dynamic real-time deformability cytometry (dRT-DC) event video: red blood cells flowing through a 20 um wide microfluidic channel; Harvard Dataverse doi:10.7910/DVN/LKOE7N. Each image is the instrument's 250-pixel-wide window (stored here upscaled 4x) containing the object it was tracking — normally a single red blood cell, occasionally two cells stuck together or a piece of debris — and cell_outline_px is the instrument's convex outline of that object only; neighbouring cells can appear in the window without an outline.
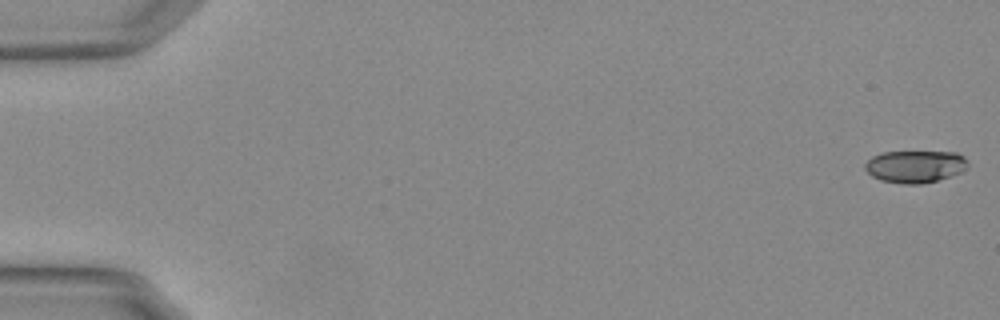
{"species": "Egyptian fruit bat (a non-hibernating species)", "species_latin": "Rousettus aegyptiacus", "temperature_condition": "warm", "stored_images_in_passage": 19, "camera_frame_rate_fps": 3000, "um_per_image_px": 0.085, "animal": {"sex": "female"}, "frame": {"image": 1, "passage_image": 1, "time_ms": 0.0, "image_size_px": [1000, 320], "cell_outline_px": [[968, 164], [964, 172], [924, 184], [904, 184], [880, 180], [872, 176], [864, 168], [864, 164], [872, 156], [884, 152], [956, 152], [964, 156], [968, 160]], "centroid_in_image_um": [77.81, 14.15], "position_along_channel_um": 7.2, "area_um2": 19.54}}
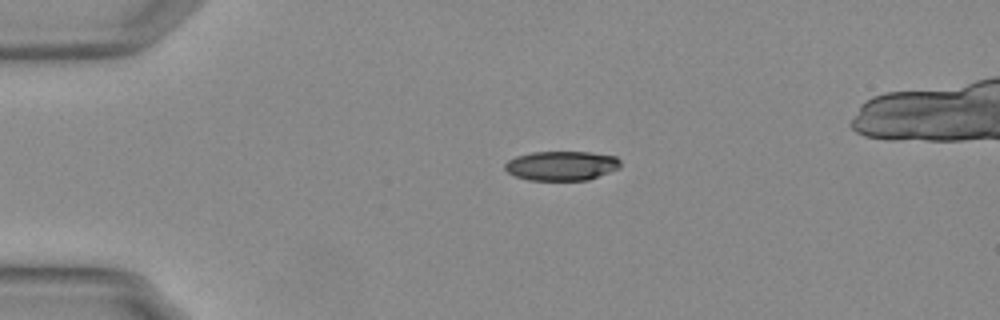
{"frame": {"image": 2, "passage_image": 13, "time_ms": 4.0, "image_size_px": [1000, 320], "cell_outline_px": [[620, 168], [588, 180], [528, 180], [516, 176], [508, 172], [504, 168], [504, 164], [508, 160], [516, 156], [532, 152], [588, 152], [616, 156], [620, 160]], "centroid_in_image_um": [47.73, 14.08], "position_along_channel_um": 37.3, "area_um2": 19.83}}